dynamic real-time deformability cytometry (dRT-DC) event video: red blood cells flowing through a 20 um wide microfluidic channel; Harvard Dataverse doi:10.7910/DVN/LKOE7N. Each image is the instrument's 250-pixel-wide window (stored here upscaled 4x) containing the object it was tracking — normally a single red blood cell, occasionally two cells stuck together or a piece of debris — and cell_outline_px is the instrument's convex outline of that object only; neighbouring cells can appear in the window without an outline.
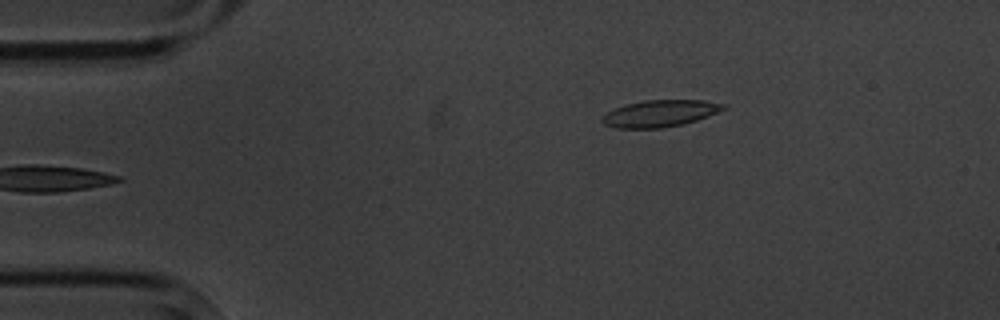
{"species": "common noctule bat (a hibernating species)", "species_latin": "Nyctalus noctula", "temperature_condition": "cold", "stored_images_in_passage": 2, "camera_frame_rate_fps": 3000, "um_per_image_px": 0.085, "animal": {"sex": "male", "body_mass_g": 20.1, "forearm_length_mm": 53.5}, "frame": {"image": 1, "passage_image": 2, "time_ms": 1.0, "image_size_px": [1000, 320], "cell_outline_px": [[728, 108], [708, 116], [684, 124], [660, 128], [616, 128], [604, 124], [600, 120], [600, 116], [624, 104], [644, 100], [704, 100], [728, 104]], "centroid_in_image_um": [56.12, 9.63], "position_along_channel_um": 28.9, "area_um2": 19.13}}